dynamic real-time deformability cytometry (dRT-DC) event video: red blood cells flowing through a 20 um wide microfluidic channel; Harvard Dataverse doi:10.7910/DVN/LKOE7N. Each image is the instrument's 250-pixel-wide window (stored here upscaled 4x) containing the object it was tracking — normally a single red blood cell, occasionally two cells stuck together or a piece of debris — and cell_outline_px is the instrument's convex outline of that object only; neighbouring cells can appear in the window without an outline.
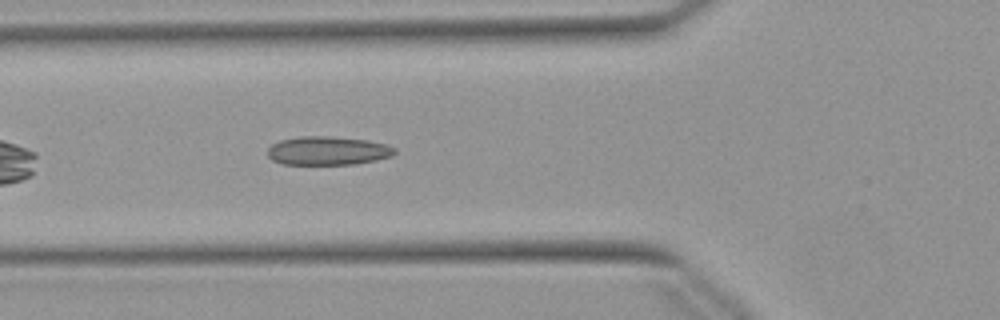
{"species": "Egyptian fruit bat (a non-hibernating species)", "species_latin": "Rousettus aegyptiacus", "temperature_condition": "warm", "stored_images_in_passage": 41, "camera_frame_rate_fps": 3000, "um_per_image_px": 0.085, "animal": {"sex": "female"}, "frame": {"image": 1, "passage_image": 6, "time_ms": 1.667, "image_size_px": [1000, 320], "cell_outline_px": [[396, 152], [392, 156], [376, 160], [356, 164], [284, 164], [272, 160], [268, 156], [268, 148], [272, 144], [280, 140], [300, 136], [328, 136], [368, 140], [388, 144], [396, 148]], "centroid_in_image_um": [27.89, 12.81], "position_along_channel_um": 97.9, "area_um2": 21.33}}
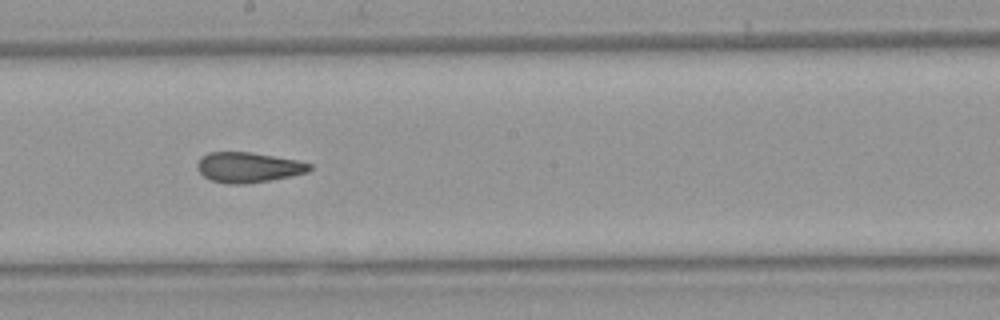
{"frame": {"image": 2, "passage_image": 16, "time_ms": 5.0, "image_size_px": [1000, 320], "cell_outline_px": [[312, 168], [308, 172], [272, 180], [240, 184], [228, 184], [208, 180], [196, 168], [196, 164], [200, 156], [208, 152], [252, 152], [296, 160], [312, 164]], "centroid_in_image_um": [21.06, 14.22], "position_along_channel_um": 227.1, "area_um2": 19.94}}
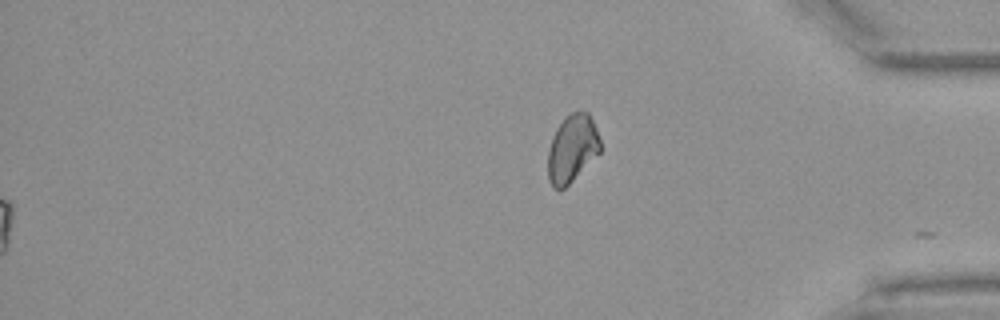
{"frame": {"image": 3, "passage_image": 41, "time_ms": 13.333, "image_size_px": [1000, 320], "cell_outline_px": [[600, 152], [564, 188], [552, 188], [548, 180], [548, 148], [552, 136], [556, 128], [564, 116], [572, 112], [588, 112], [596, 128], [600, 140]], "centroid_in_image_um": [48.6, 12.61], "position_along_channel_um": 386.6, "area_um2": 20.52}, "authors_computed_cell_mechanics": {"area_um2": 20.1144, "velocity_mm_per_s": 3.8756, "shape_relaxation_time_tau1_ms": null, "shape_relaxation_time_tau2_ms": 2.1521, "deformation_change_tau1": null, "deformation_change_tau2": 0.1036}}